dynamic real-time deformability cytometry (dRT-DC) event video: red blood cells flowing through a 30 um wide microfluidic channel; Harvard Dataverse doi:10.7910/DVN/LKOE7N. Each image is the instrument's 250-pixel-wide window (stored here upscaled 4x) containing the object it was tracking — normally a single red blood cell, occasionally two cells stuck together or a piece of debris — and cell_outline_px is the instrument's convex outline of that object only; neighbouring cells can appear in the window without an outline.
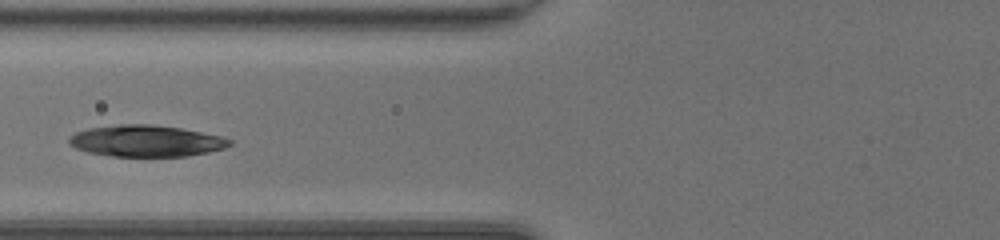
{"species": "common noctule bat (a hibernating species)", "species_latin": "Nyctalus noctula", "temperature_condition": "room temperature", "stored_images_in_passage": 24, "camera_frame_rate_fps": 3000, "um_per_image_px": 0.085, "animal": {"sex": "female", "body_mass_g": 20.0, "forearm_length_mm": 54.0}, "frame": {"image": 1, "passage_image": 11, "time_ms": 3.333, "image_size_px": [1000, 240], "cell_outline_px": [[232, 144], [224, 148], [208, 152], [184, 156], [112, 156], [88, 152], [76, 148], [68, 144], [68, 140], [76, 132], [88, 128], [120, 124], [152, 124], [180, 128], [220, 136], [232, 140]], "centroid_in_image_um": [12.4, 11.97], "position_along_channel_um": 113.4, "area_um2": 29.25}}
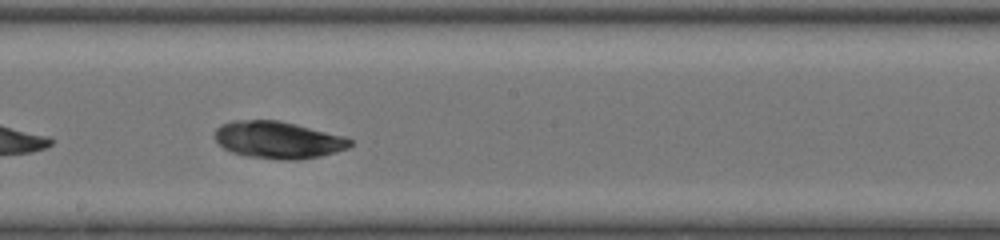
{"frame": {"image": 2, "passage_image": 19, "time_ms": 6.0, "image_size_px": [1000, 240], "cell_outline_px": [[352, 144], [348, 148], [336, 152], [320, 156], [296, 160], [280, 160], [248, 156], [232, 152], [224, 148], [216, 140], [216, 128], [220, 124], [232, 120], [280, 120], [344, 136], [352, 140]], "centroid_in_image_um": [23.64, 11.89], "position_along_channel_um": 224.6, "area_um2": 29.25}}
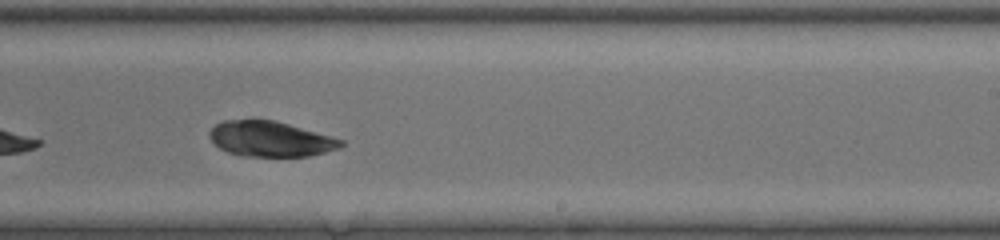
{"frame": {"image": 3, "passage_image": 22, "time_ms": 7.0, "image_size_px": [1000, 240], "cell_outline_px": [[344, 144], [340, 148], [308, 156], [244, 156], [228, 152], [220, 148], [208, 136], [208, 132], [220, 120], [252, 116], [276, 120], [332, 136], [344, 140]], "centroid_in_image_um": [22.94, 11.75], "position_along_channel_um": 266.1, "area_um2": 27.86}}